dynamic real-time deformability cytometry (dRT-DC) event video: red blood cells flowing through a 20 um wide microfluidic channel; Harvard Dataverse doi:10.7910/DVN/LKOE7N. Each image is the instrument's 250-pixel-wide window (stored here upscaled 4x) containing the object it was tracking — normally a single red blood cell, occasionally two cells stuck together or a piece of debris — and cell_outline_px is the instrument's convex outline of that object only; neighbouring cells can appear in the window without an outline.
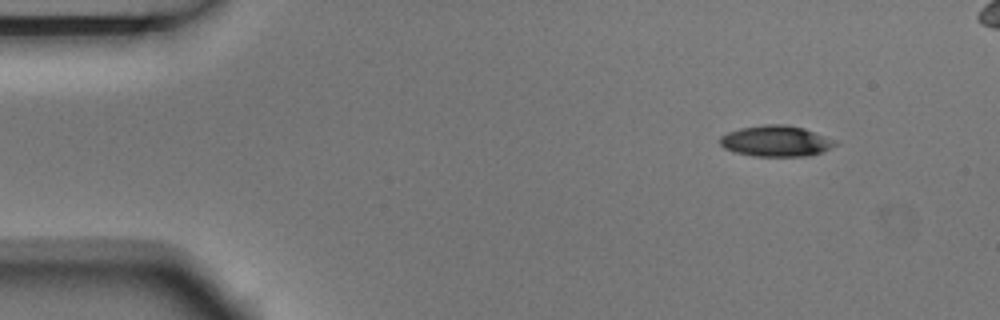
{"species": "Egyptian fruit bat (a non-hibernating species)", "species_latin": "Rousettus aegyptiacus", "temperature_condition": "room temperature", "stored_images_in_passage": 6, "camera_frame_rate_fps": 3000, "um_per_image_px": 0.085, "animal": {"sex": "male"}, "frame": {"image": 1, "passage_image": 2, "time_ms": 0.333, "image_size_px": [1000, 320], "cell_outline_px": [[840, 144], [824, 152], [808, 156], [752, 156], [736, 152], [724, 148], [720, 144], [720, 136], [728, 132], [740, 128], [764, 124], [788, 124], [804, 128], [836, 140]], "centroid_in_image_um": [66.01, 11.99], "position_along_channel_um": 19.0, "area_um2": 21.04}}
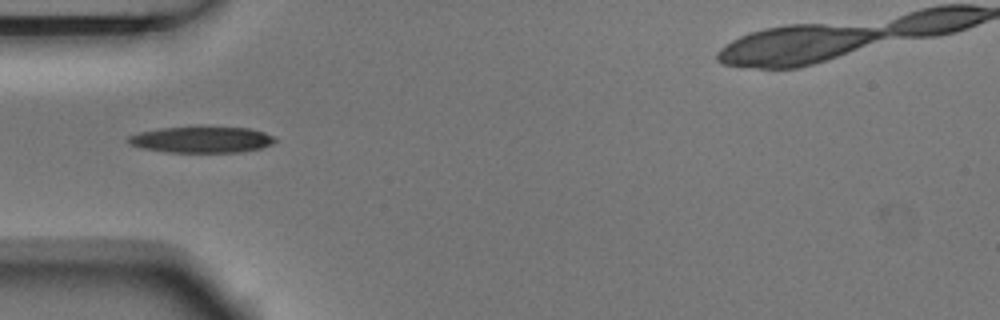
{"frame": {"image": 2, "passage_image": 5, "time_ms": 1.333, "image_size_px": [1000, 320], "cell_outline_px": [[276, 140], [272, 144], [260, 148], [236, 152], [168, 152], [144, 148], [128, 144], [124, 140], [128, 136], [140, 132], [160, 128], [248, 128], [264, 132], [276, 136]], "centroid_in_image_um": [17.12, 11.88], "position_along_channel_um": 67.9, "area_um2": 22.02}}
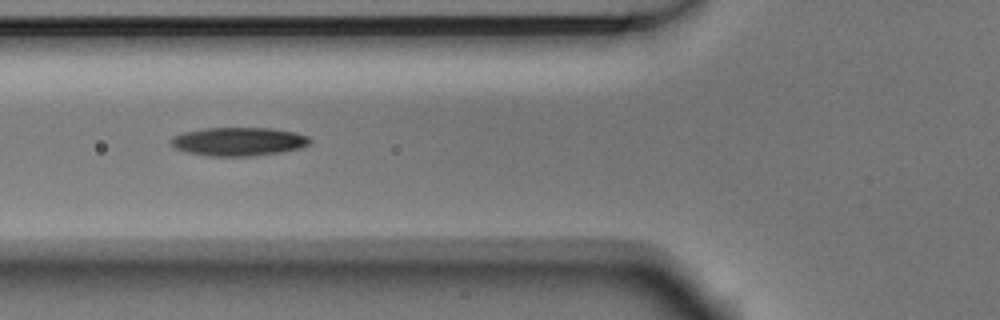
{"frame": {"image": 3, "passage_image": 6, "time_ms": 1.667, "image_size_px": [1000, 320], "cell_outline_px": [[312, 140], [308, 144], [300, 148], [280, 152], [248, 156], [208, 156], [184, 152], [176, 148], [168, 140], [172, 136], [184, 132], [204, 128], [272, 128], [296, 132], [308, 136]], "centroid_in_image_um": [20.25, 12.02], "position_along_channel_um": 105.5, "area_um2": 23.18}}